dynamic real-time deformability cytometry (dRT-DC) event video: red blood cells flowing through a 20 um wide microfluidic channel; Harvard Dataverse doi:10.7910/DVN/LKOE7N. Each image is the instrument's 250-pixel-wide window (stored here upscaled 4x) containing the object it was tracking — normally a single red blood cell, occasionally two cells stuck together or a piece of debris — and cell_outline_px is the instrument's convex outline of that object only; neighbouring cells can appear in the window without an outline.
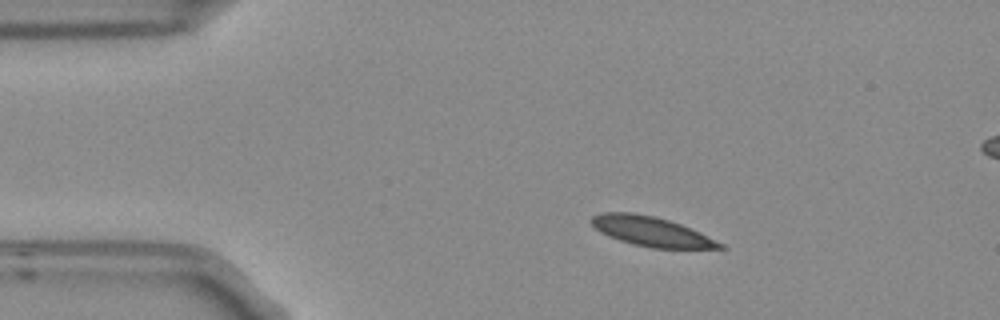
{"species": "Egyptian fruit bat (a non-hibernating species)", "species_latin": "Rousettus aegyptiacus", "temperature_condition": "room temperature", "stored_images_in_passage": 3, "segment_of_instrument_passage": [1, 2], "camera_frame_rate_fps": 3000, "um_per_image_px": 0.085, "frame": {"image": 1, "passage_image": 1, "time_ms": 0.0, "image_size_px": [1000, 320], "cell_outline_px": [[728, 248], [652, 248], [632, 244], [608, 236], [600, 232], [588, 220], [592, 216], [600, 212], [632, 212], [652, 216], [668, 220], [680, 224], [724, 244]], "centroid_in_image_um": [55.3, 19.67], "position_along_channel_um": 29.7, "area_um2": 21.91}}